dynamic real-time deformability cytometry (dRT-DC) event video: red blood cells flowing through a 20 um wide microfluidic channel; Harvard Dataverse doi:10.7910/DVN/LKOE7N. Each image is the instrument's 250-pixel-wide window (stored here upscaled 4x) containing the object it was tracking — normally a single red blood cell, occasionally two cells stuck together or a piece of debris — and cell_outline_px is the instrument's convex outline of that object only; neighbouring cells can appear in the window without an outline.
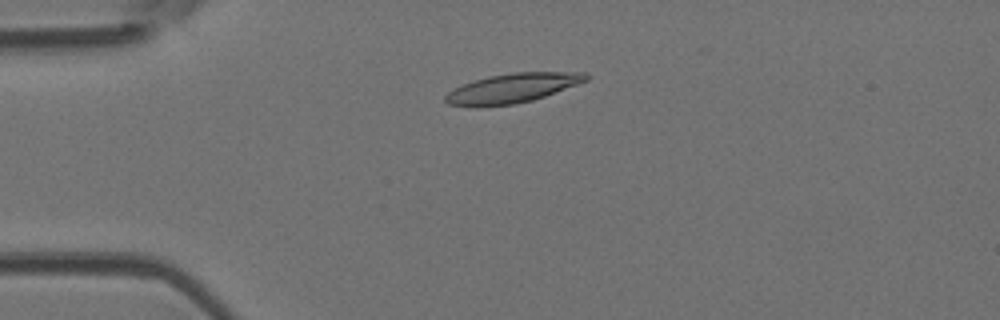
{"species": "Egyptian fruit bat (a non-hibernating species)", "species_latin": "Rousettus aegyptiacus", "temperature_condition": "room temperature", "stored_images_in_passage": 42, "camera_frame_rate_fps": 3000, "um_per_image_px": 0.085, "animal": {"sex": "female"}, "frame": {"image": 1, "passage_image": 5, "time_ms": 1.333, "image_size_px": [1000, 320], "cell_outline_px": [[588, 80], [544, 96], [532, 100], [516, 104], [468, 108], [448, 104], [444, 100], [444, 96], [448, 92], [464, 84], [488, 76], [512, 72], [588, 72]], "centroid_in_image_um": [43.51, 7.51], "position_along_channel_um": 41.5, "area_um2": 24.16}}
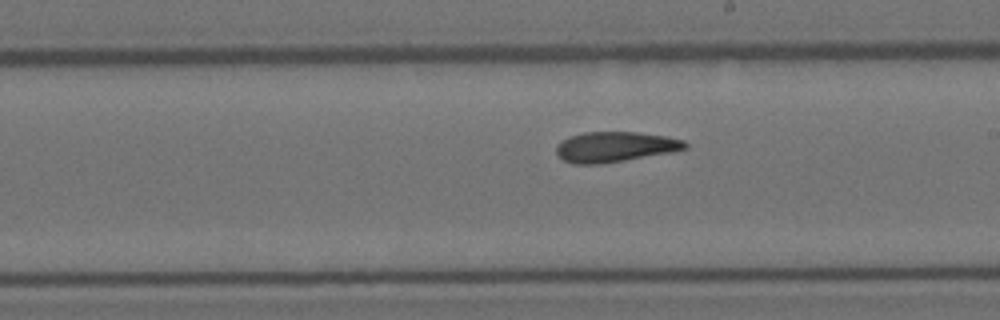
{"frame": {"image": 2, "passage_image": 21, "time_ms": 6.667, "image_size_px": [1000, 320], "cell_outline_px": [[688, 148], [672, 152], [600, 164], [572, 164], [564, 160], [556, 152], [556, 144], [568, 136], [584, 132], [636, 132], [664, 136], [684, 140], [688, 144]], "centroid_in_image_um": [52.25, 12.48], "position_along_channel_um": 236.7, "area_um2": 22.72}}
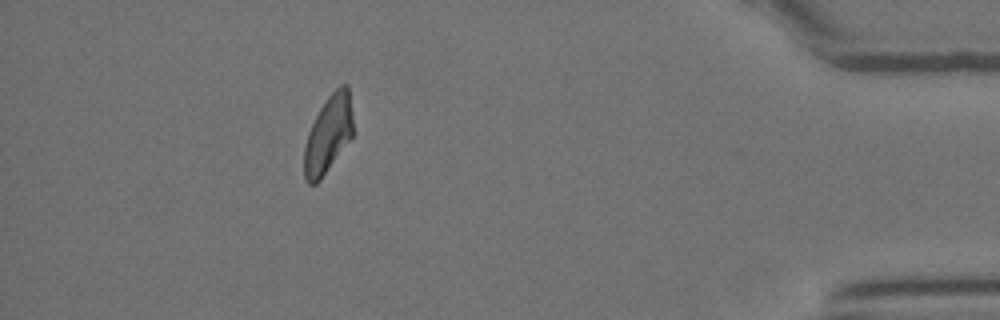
{"frame": {"image": 3, "passage_image": 37, "time_ms": 12.0, "image_size_px": [1000, 320], "cell_outline_px": [[352, 136], [320, 180], [316, 184], [308, 184], [304, 176], [304, 148], [308, 132], [320, 108], [328, 96], [340, 84], [348, 84], [352, 116]], "centroid_in_image_um": [27.89, 11.41], "position_along_channel_um": 407.3, "area_um2": 21.73}, "authors_computed_cell_mechanics": {"area_um2": 22.9755, "velocity_mm_per_s": 4.1643, "shape_relaxation_time_tau1_ms": null, "shape_relaxation_time_tau2_ms": 4.2806, "deformation_change_tau1": null, "deformation_change_tau2": 0.1326}}